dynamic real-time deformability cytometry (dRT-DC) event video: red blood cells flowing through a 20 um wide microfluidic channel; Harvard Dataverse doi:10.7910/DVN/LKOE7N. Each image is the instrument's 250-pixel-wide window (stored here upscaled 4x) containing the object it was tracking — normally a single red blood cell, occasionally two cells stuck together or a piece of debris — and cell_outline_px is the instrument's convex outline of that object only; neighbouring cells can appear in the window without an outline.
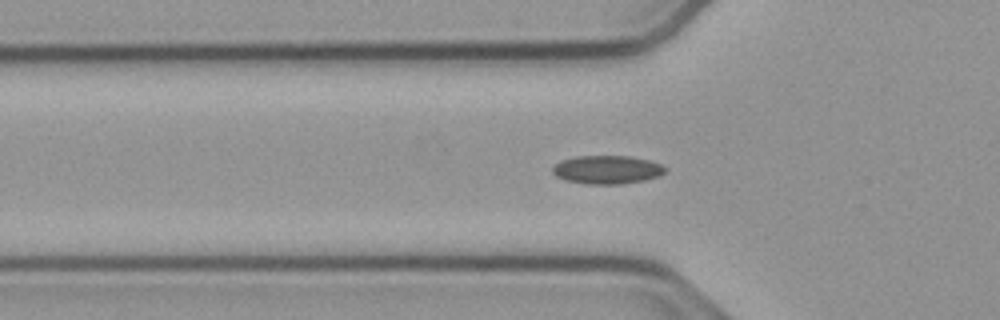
{"species": "common noctule bat (a hibernating species)", "species_latin": "Nyctalus noctula", "temperature_condition": "cold", "stored_images_in_passage": 42, "camera_frame_rate_fps": 3000, "um_per_image_px": 0.085, "animal": {"sex": "male", "body_mass_g": 23.1, "forearm_length_mm": 52.7}, "frame": {"image": 1, "passage_image": 4, "time_ms": 1.0, "image_size_px": [1000, 320], "cell_outline_px": [[668, 172], [660, 176], [644, 180], [620, 184], [584, 184], [564, 180], [556, 176], [552, 172], [552, 168], [560, 160], [576, 156], [628, 156], [648, 160], [664, 164], [668, 168]], "centroid_in_image_um": [51.64, 14.42], "position_along_channel_um": 74.2, "area_um2": 18.96}}
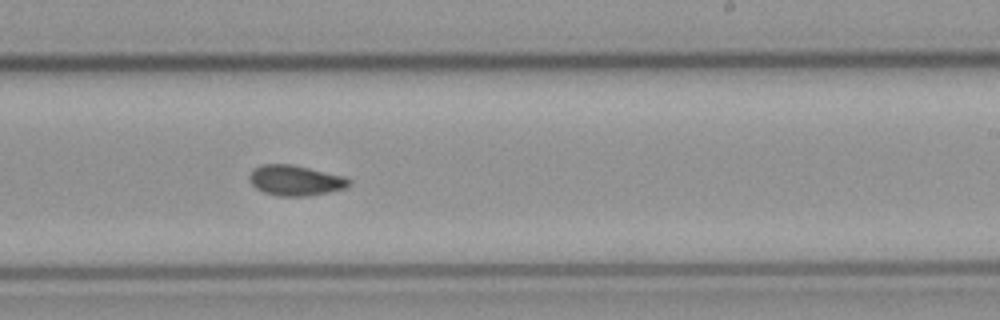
{"frame": {"image": 2, "passage_image": 19, "time_ms": 6.0, "image_size_px": [1000, 320], "cell_outline_px": [[352, 184], [344, 188], [328, 192], [308, 196], [276, 196], [264, 192], [256, 188], [252, 184], [248, 176], [256, 168], [264, 164], [292, 164], [344, 176], [352, 180]], "centroid_in_image_um": [25.14, 15.34], "position_along_channel_um": 263.9, "area_um2": 17.57}}
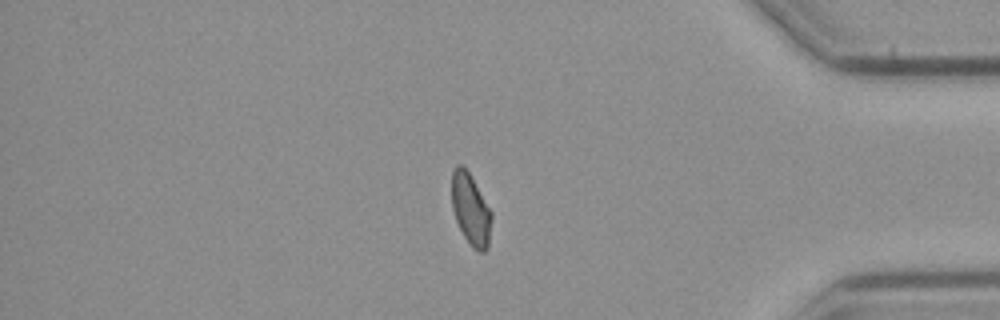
{"frame": {"image": 3, "passage_image": 32, "time_ms": 10.333, "image_size_px": [1000, 320], "cell_outline_px": [[492, 220], [488, 248], [484, 252], [480, 252], [472, 248], [464, 236], [456, 220], [452, 208], [452, 172], [456, 164], [460, 164], [468, 172], [492, 212]], "centroid_in_image_um": [40.02, 17.84], "position_along_channel_um": 395.2, "area_um2": 16.47}}